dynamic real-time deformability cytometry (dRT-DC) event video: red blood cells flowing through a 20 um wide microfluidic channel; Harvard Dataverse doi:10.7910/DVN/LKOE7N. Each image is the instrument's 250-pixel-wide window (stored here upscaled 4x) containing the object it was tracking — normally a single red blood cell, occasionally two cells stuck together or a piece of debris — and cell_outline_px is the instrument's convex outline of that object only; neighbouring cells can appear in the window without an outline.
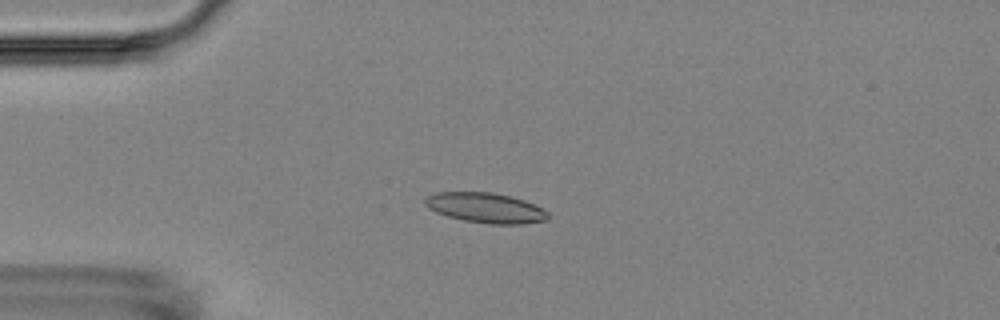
{"species": "Egyptian fruit bat (a non-hibernating species)", "species_latin": "Rousettus aegyptiacus", "temperature_condition": "room temperature", "stored_images_in_passage": 6, "camera_frame_rate_fps": 3000, "um_per_image_px": 0.085, "animal": {"sex": "female"}, "frame": {"image": 1, "passage_image": 4, "time_ms": 3.667, "image_size_px": [1000, 320], "cell_outline_px": [[548, 220], [524, 224], [488, 224], [464, 220], [448, 216], [436, 212], [428, 208], [424, 204], [424, 200], [428, 196], [436, 192], [492, 192], [512, 196], [536, 204], [548, 212]], "centroid_in_image_um": [41.3, 17.66], "position_along_channel_um": 43.7, "area_um2": 21.73}}